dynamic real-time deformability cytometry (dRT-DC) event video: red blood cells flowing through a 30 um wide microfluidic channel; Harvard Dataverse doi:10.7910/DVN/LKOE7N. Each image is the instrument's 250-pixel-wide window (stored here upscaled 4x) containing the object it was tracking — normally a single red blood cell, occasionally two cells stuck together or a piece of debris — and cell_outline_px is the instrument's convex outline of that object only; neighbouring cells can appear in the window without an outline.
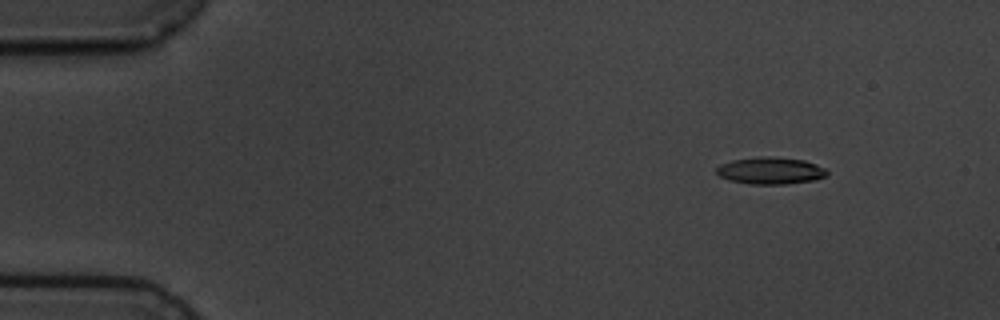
{"species": "common noctule bat (a hibernating species)", "species_latin": "Nyctalus noctula", "temperature_condition": "cold", "stored_images_in_passage": 6, "camera_frame_rate_fps": 3000, "um_per_image_px": 0.085, "animal": {"sex": "male", "body_mass_g": 19.5, "forearm_length_mm": 54.6}, "frame": {"image": 1, "passage_image": 2, "time_ms": 1.0, "image_size_px": [1000, 320], "cell_outline_px": [[828, 172], [824, 176], [816, 180], [788, 184], [752, 184], [728, 180], [720, 176], [716, 172], [716, 168], [720, 164], [732, 160], [760, 156], [772, 156], [804, 160], [816, 164], [824, 168]], "centroid_in_image_um": [65.48, 14.5], "position_along_channel_um": 19.5, "area_um2": 17.46}}
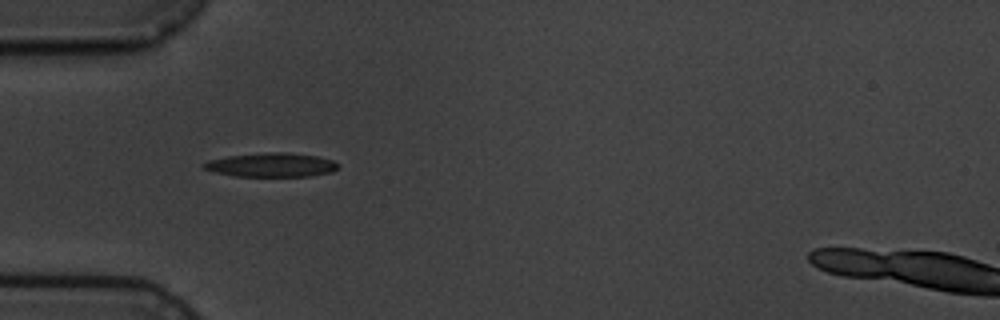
{"frame": {"image": 2, "passage_image": 5, "time_ms": 4.667, "image_size_px": [1000, 320], "cell_outline_px": [[336, 168], [332, 172], [312, 176], [236, 176], [216, 172], [204, 168], [200, 164], [208, 160], [228, 156], [264, 152], [284, 152], [316, 156], [332, 160], [336, 164]], "centroid_in_image_um": [23.03, 14.01], "position_along_channel_um": 62.0, "area_um2": 18.61}}
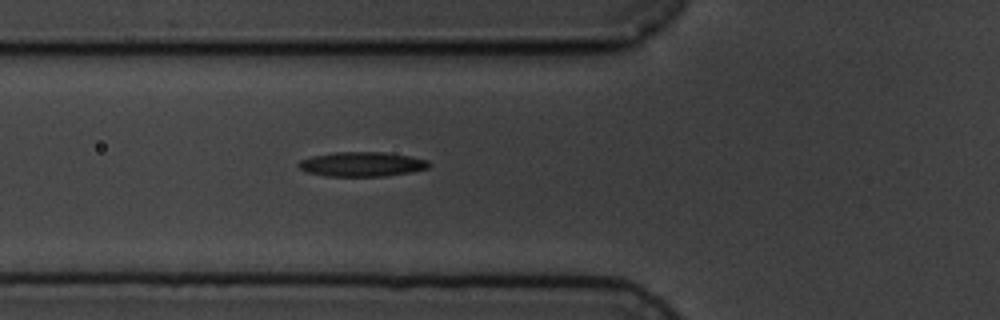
{"frame": {"image": 3, "passage_image": 6, "time_ms": 5.667, "image_size_px": [1000, 320], "cell_outline_px": [[428, 168], [412, 172], [384, 176], [324, 176], [308, 172], [300, 168], [296, 164], [300, 160], [312, 156], [336, 152], [384, 152], [408, 156], [428, 160]], "centroid_in_image_um": [30.74, 13.96], "position_along_channel_um": 95.1, "area_um2": 18.55}}